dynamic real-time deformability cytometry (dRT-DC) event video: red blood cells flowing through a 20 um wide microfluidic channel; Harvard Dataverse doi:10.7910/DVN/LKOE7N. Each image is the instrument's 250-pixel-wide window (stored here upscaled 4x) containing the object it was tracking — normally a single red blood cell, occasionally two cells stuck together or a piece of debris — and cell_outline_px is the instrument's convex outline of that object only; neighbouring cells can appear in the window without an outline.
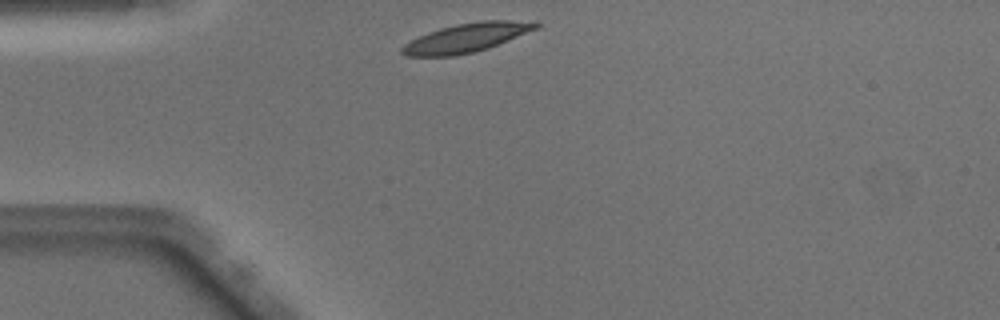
{"species": "Egyptian fruit bat (a non-hibernating species)", "species_latin": "Rousettus aegyptiacus", "temperature_condition": "warm", "stored_images_in_passage": 38, "camera_frame_rate_fps": 3000, "um_per_image_px": 0.085, "animal": {"sex": "male"}, "frame": {"image": 1, "passage_image": 1, "time_ms": 0.0, "image_size_px": [1000, 320], "cell_outline_px": [[540, 24], [536, 28], [488, 48], [472, 52], [452, 56], [408, 56], [400, 52], [400, 48], [404, 44], [428, 32], [440, 28], [456, 24], [480, 20], [536, 20]], "centroid_in_image_um": [39.65, 3.19], "position_along_channel_um": 45.3, "area_um2": 22.37}}
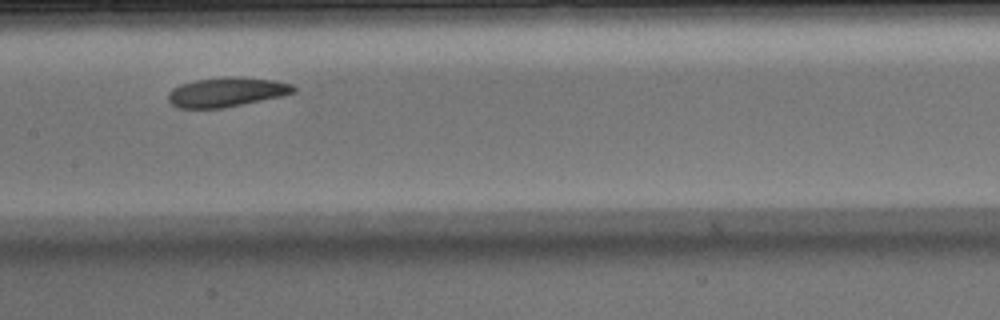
{"frame": {"image": 2, "passage_image": 13, "time_ms": 4.0, "image_size_px": [1000, 320], "cell_outline_px": [[296, 92], [280, 96], [220, 108], [180, 108], [172, 104], [168, 100], [168, 92], [172, 88], [180, 84], [196, 80], [224, 76], [240, 76], [276, 80], [292, 84], [296, 88]], "centroid_in_image_um": [19.25, 7.8], "position_along_channel_um": 188.1, "area_um2": 21.5}}
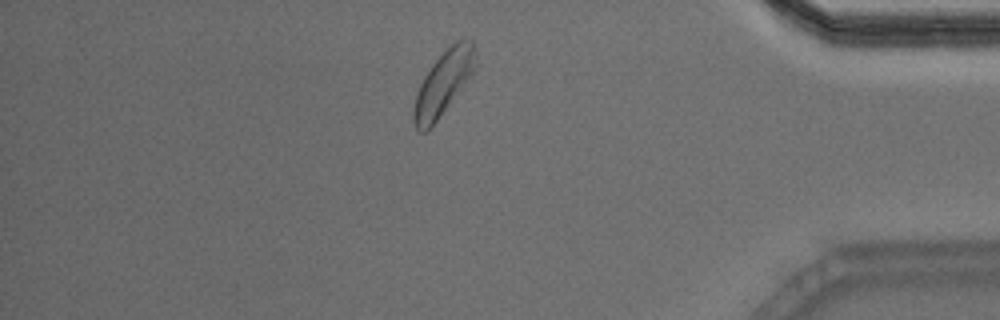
{"frame": {"image": 3, "passage_image": 31, "time_ms": 10.0, "image_size_px": [1000, 320], "cell_outline_px": [[476, 68], [436, 120], [424, 132], [420, 132], [416, 128], [412, 116], [412, 112], [416, 92], [424, 76], [432, 64], [456, 40], [472, 40], [476, 56]], "centroid_in_image_um": [37.66, 7.04], "position_along_channel_um": 397.5, "area_um2": 22.31}, "authors_computed_cell_mechanics": {"area_um2": 21.8195, "velocity_mm_per_s": 4.0292, "shape_relaxation_time_tau1_ms": 3.0012, "shape_relaxation_time_tau2_ms": 11.091, "deformation_change_tau1": 0.1126, "deformation_change_tau2": 0.2208}}